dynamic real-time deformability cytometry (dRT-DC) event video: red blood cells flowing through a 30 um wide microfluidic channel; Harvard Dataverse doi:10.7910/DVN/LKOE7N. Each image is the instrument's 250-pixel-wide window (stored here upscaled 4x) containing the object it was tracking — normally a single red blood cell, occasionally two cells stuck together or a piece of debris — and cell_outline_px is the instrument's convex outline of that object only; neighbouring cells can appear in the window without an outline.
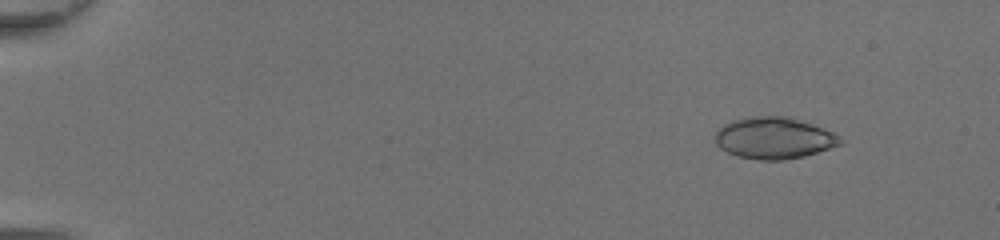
{"species": "common noctule bat (a hibernating species)", "species_latin": "Nyctalus noctula", "temperature_condition": "room temperature", "stored_images_in_passage": 49, "camera_frame_rate_fps": 3000, "um_per_image_px": 0.085, "animal": {"sex": "female", "body_mass_g": 20.0, "forearm_length_mm": 54.0}, "frame": {"image": 1, "passage_image": 6, "time_ms": 1.667, "image_size_px": [1000, 240], "cell_outline_px": [[844, 144], [804, 156], [784, 160], [760, 160], [736, 156], [720, 148], [716, 144], [716, 132], [724, 124], [732, 120], [748, 116], [788, 116], [832, 132], [840, 136], [844, 140]], "centroid_in_image_um": [65.8, 11.74], "position_along_channel_um": 19.2, "area_um2": 30.35}}
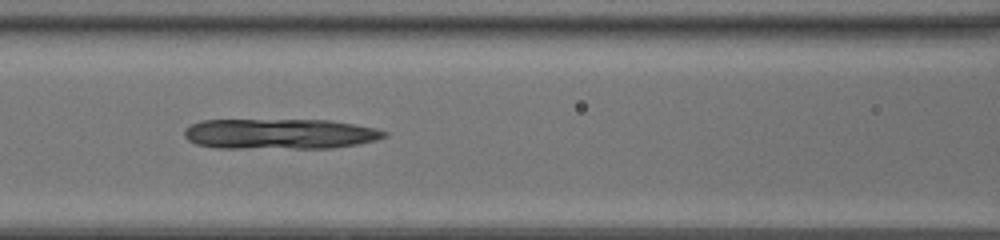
{"frame": {"image": 2, "passage_image": 24, "time_ms": 7.667, "image_size_px": [1000, 240], "cell_outline_px": [[388, 136], [376, 140], [356, 144], [332, 148], [216, 148], [196, 144], [188, 140], [184, 136], [184, 128], [200, 120], [332, 120], [376, 128], [388, 132]], "centroid_in_image_um": [23.78, 11.38], "position_along_channel_um": 142.8, "area_um2": 35.66}}
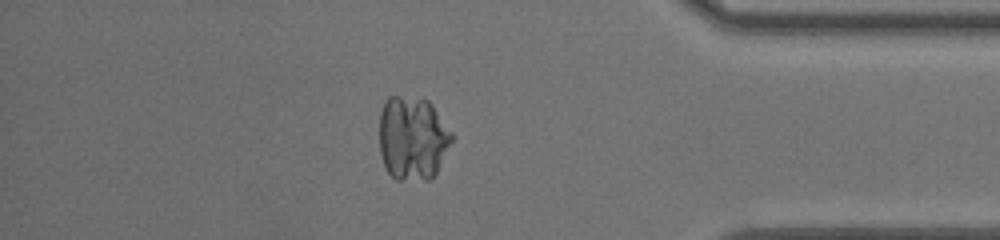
{"frame": {"image": 3, "passage_image": 43, "time_ms": 14.0, "image_size_px": [1000, 240], "cell_outline_px": [[456, 136], [436, 172], [428, 180], [396, 180], [388, 172], [384, 164], [380, 152], [380, 112], [384, 100], [388, 96], [400, 96], [428, 100], [432, 104]], "centroid_in_image_um": [35.09, 11.74], "position_along_channel_um": 400.1, "area_um2": 35.84}}